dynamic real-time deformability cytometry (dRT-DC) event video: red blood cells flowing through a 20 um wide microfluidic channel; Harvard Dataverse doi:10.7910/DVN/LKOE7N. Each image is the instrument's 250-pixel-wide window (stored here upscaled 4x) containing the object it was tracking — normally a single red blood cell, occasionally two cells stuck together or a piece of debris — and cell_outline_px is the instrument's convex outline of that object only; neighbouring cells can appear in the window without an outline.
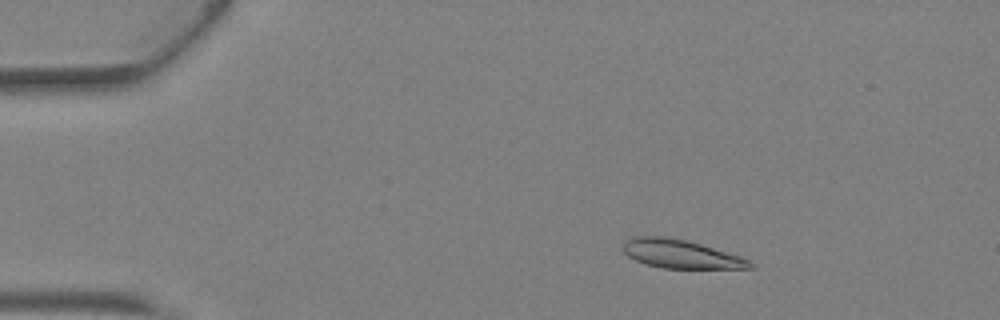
{"species": "Egyptian fruit bat (a non-hibernating species)", "species_latin": "Rousettus aegyptiacus", "temperature_condition": "warm", "stored_images_in_passage": 42, "camera_frame_rate_fps": 3000, "um_per_image_px": 0.085, "animal": {"sex": "female"}, "frame": {"image": 1, "passage_image": 7, "time_ms": 2.0, "image_size_px": [1000, 320], "cell_outline_px": [[756, 268], [664, 268], [644, 264], [628, 256], [620, 248], [624, 240], [632, 236], [664, 236], [688, 240], [740, 256], [756, 264]], "centroid_in_image_um": [57.82, 21.58], "position_along_channel_um": 27.2, "area_um2": 21.33}}
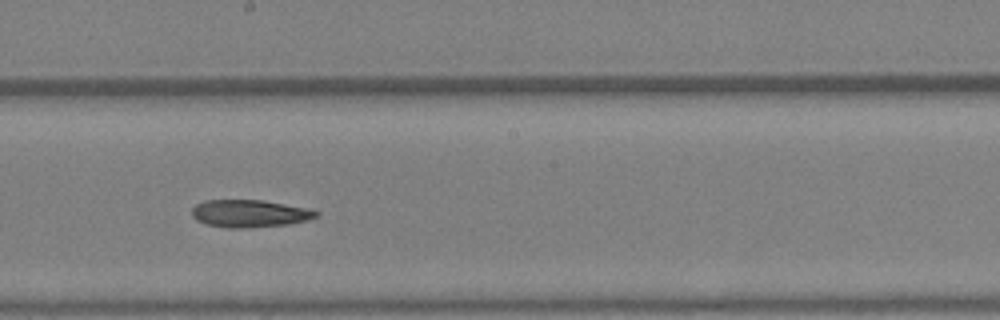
{"frame": {"image": 2, "passage_image": 24, "time_ms": 7.667, "image_size_px": [1000, 320], "cell_outline_px": [[320, 212], [316, 216], [308, 220], [288, 224], [240, 228], [228, 228], [204, 224], [196, 220], [192, 216], [192, 208], [196, 204], [204, 200], [264, 200], [308, 208]], "centroid_in_image_um": [21.19, 18.14], "position_along_channel_um": 227.0, "area_um2": 19.94}}
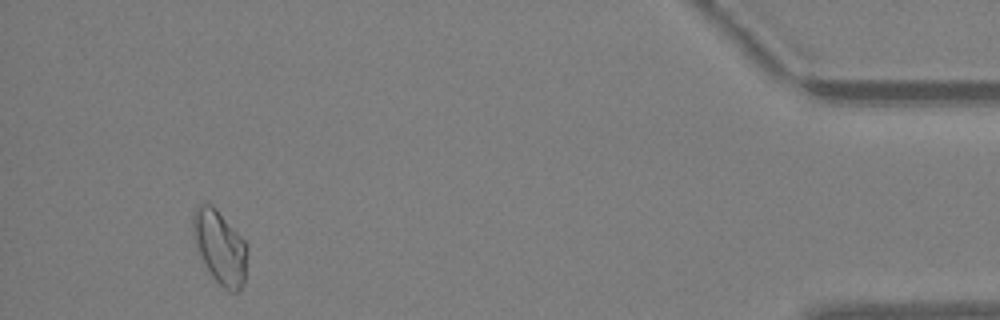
{"frame": {"image": 3, "passage_image": 40, "time_ms": 13.0, "image_size_px": [1000, 320], "cell_outline_px": [[248, 248], [244, 284], [240, 292], [232, 292], [224, 288], [212, 276], [196, 248], [192, 232], [192, 216], [196, 208], [200, 204], [212, 204], [216, 208], [248, 244]], "centroid_in_image_um": [18.71, 21.01], "position_along_channel_um": 416.5, "area_um2": 23.35}, "authors_computed_cell_mechanics": {"area_um2": 21.2415, "velocity_mm_per_s": 4.8174, "shape_relaxation_time_tau1_ms": null, "shape_relaxation_time_tau2_ms": 5.8972, "deformation_change_tau1": null, "deformation_change_tau2": 0.1353}}